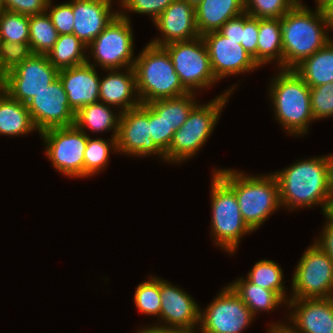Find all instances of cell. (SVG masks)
Masks as SVG:
<instances>
[{
  "label": "cell",
  "instance_id": "obj_52",
  "mask_svg": "<svg viewBox=\"0 0 333 333\" xmlns=\"http://www.w3.org/2000/svg\"><path fill=\"white\" fill-rule=\"evenodd\" d=\"M190 3L194 8L199 5L203 0H185Z\"/></svg>",
  "mask_w": 333,
  "mask_h": 333
},
{
  "label": "cell",
  "instance_id": "obj_17",
  "mask_svg": "<svg viewBox=\"0 0 333 333\" xmlns=\"http://www.w3.org/2000/svg\"><path fill=\"white\" fill-rule=\"evenodd\" d=\"M160 319L162 324L153 328L161 330H193L200 324V307L194 299L179 287L160 279ZM164 324V325H163ZM166 324V325H165Z\"/></svg>",
  "mask_w": 333,
  "mask_h": 333
},
{
  "label": "cell",
  "instance_id": "obj_20",
  "mask_svg": "<svg viewBox=\"0 0 333 333\" xmlns=\"http://www.w3.org/2000/svg\"><path fill=\"white\" fill-rule=\"evenodd\" d=\"M71 110L77 113L83 106L97 103L100 77L95 66L88 63L59 70V76Z\"/></svg>",
  "mask_w": 333,
  "mask_h": 333
},
{
  "label": "cell",
  "instance_id": "obj_55",
  "mask_svg": "<svg viewBox=\"0 0 333 333\" xmlns=\"http://www.w3.org/2000/svg\"><path fill=\"white\" fill-rule=\"evenodd\" d=\"M5 91H4V85L2 84L1 86H0V96L4 93Z\"/></svg>",
  "mask_w": 333,
  "mask_h": 333
},
{
  "label": "cell",
  "instance_id": "obj_1",
  "mask_svg": "<svg viewBox=\"0 0 333 333\" xmlns=\"http://www.w3.org/2000/svg\"><path fill=\"white\" fill-rule=\"evenodd\" d=\"M330 165L331 154L297 160L290 167L274 172L281 206L294 210L320 204L324 213L330 199Z\"/></svg>",
  "mask_w": 333,
  "mask_h": 333
},
{
  "label": "cell",
  "instance_id": "obj_11",
  "mask_svg": "<svg viewBox=\"0 0 333 333\" xmlns=\"http://www.w3.org/2000/svg\"><path fill=\"white\" fill-rule=\"evenodd\" d=\"M39 135L46 145V155L53 167L73 178L84 177V152L88 135L75 124L49 128Z\"/></svg>",
  "mask_w": 333,
  "mask_h": 333
},
{
  "label": "cell",
  "instance_id": "obj_30",
  "mask_svg": "<svg viewBox=\"0 0 333 333\" xmlns=\"http://www.w3.org/2000/svg\"><path fill=\"white\" fill-rule=\"evenodd\" d=\"M194 96V92H189L178 97L155 100L148 105L171 127L178 130L186 122L191 110L197 105Z\"/></svg>",
  "mask_w": 333,
  "mask_h": 333
},
{
  "label": "cell",
  "instance_id": "obj_54",
  "mask_svg": "<svg viewBox=\"0 0 333 333\" xmlns=\"http://www.w3.org/2000/svg\"><path fill=\"white\" fill-rule=\"evenodd\" d=\"M4 11V0H0V12Z\"/></svg>",
  "mask_w": 333,
  "mask_h": 333
},
{
  "label": "cell",
  "instance_id": "obj_12",
  "mask_svg": "<svg viewBox=\"0 0 333 333\" xmlns=\"http://www.w3.org/2000/svg\"><path fill=\"white\" fill-rule=\"evenodd\" d=\"M203 311L200 310V328H197L202 333H241L255 318L230 285Z\"/></svg>",
  "mask_w": 333,
  "mask_h": 333
},
{
  "label": "cell",
  "instance_id": "obj_14",
  "mask_svg": "<svg viewBox=\"0 0 333 333\" xmlns=\"http://www.w3.org/2000/svg\"><path fill=\"white\" fill-rule=\"evenodd\" d=\"M26 106L39 133L49 128L75 124V113L69 106L59 78L33 96Z\"/></svg>",
  "mask_w": 333,
  "mask_h": 333
},
{
  "label": "cell",
  "instance_id": "obj_28",
  "mask_svg": "<svg viewBox=\"0 0 333 333\" xmlns=\"http://www.w3.org/2000/svg\"><path fill=\"white\" fill-rule=\"evenodd\" d=\"M256 317L258 311H273L287 302L275 291L264 289L241 278L229 284ZM280 304V305H279Z\"/></svg>",
  "mask_w": 333,
  "mask_h": 333
},
{
  "label": "cell",
  "instance_id": "obj_13",
  "mask_svg": "<svg viewBox=\"0 0 333 333\" xmlns=\"http://www.w3.org/2000/svg\"><path fill=\"white\" fill-rule=\"evenodd\" d=\"M59 69L46 55L32 54L3 76L4 91L13 99L26 104L58 79Z\"/></svg>",
  "mask_w": 333,
  "mask_h": 333
},
{
  "label": "cell",
  "instance_id": "obj_50",
  "mask_svg": "<svg viewBox=\"0 0 333 333\" xmlns=\"http://www.w3.org/2000/svg\"><path fill=\"white\" fill-rule=\"evenodd\" d=\"M330 198H333V154H331L330 165Z\"/></svg>",
  "mask_w": 333,
  "mask_h": 333
},
{
  "label": "cell",
  "instance_id": "obj_31",
  "mask_svg": "<svg viewBox=\"0 0 333 333\" xmlns=\"http://www.w3.org/2000/svg\"><path fill=\"white\" fill-rule=\"evenodd\" d=\"M58 36L46 12L29 16V45L33 54L46 55L58 40Z\"/></svg>",
  "mask_w": 333,
  "mask_h": 333
},
{
  "label": "cell",
  "instance_id": "obj_32",
  "mask_svg": "<svg viewBox=\"0 0 333 333\" xmlns=\"http://www.w3.org/2000/svg\"><path fill=\"white\" fill-rule=\"evenodd\" d=\"M283 274L281 267L276 262L264 259L255 263L246 278L255 285L275 291L288 302L289 299L286 298L283 285Z\"/></svg>",
  "mask_w": 333,
  "mask_h": 333
},
{
  "label": "cell",
  "instance_id": "obj_42",
  "mask_svg": "<svg viewBox=\"0 0 333 333\" xmlns=\"http://www.w3.org/2000/svg\"><path fill=\"white\" fill-rule=\"evenodd\" d=\"M258 18L243 13V40L241 45L257 62Z\"/></svg>",
  "mask_w": 333,
  "mask_h": 333
},
{
  "label": "cell",
  "instance_id": "obj_38",
  "mask_svg": "<svg viewBox=\"0 0 333 333\" xmlns=\"http://www.w3.org/2000/svg\"><path fill=\"white\" fill-rule=\"evenodd\" d=\"M310 99L314 120L333 116V82L311 87Z\"/></svg>",
  "mask_w": 333,
  "mask_h": 333
},
{
  "label": "cell",
  "instance_id": "obj_47",
  "mask_svg": "<svg viewBox=\"0 0 333 333\" xmlns=\"http://www.w3.org/2000/svg\"><path fill=\"white\" fill-rule=\"evenodd\" d=\"M268 333H294L287 324L284 323H275L271 325Z\"/></svg>",
  "mask_w": 333,
  "mask_h": 333
},
{
  "label": "cell",
  "instance_id": "obj_49",
  "mask_svg": "<svg viewBox=\"0 0 333 333\" xmlns=\"http://www.w3.org/2000/svg\"><path fill=\"white\" fill-rule=\"evenodd\" d=\"M137 333H173V330H161L153 327H144L143 329L139 330Z\"/></svg>",
  "mask_w": 333,
  "mask_h": 333
},
{
  "label": "cell",
  "instance_id": "obj_27",
  "mask_svg": "<svg viewBox=\"0 0 333 333\" xmlns=\"http://www.w3.org/2000/svg\"><path fill=\"white\" fill-rule=\"evenodd\" d=\"M110 107L112 106L100 101L83 106L75 113V125L84 133H86V129L100 133L113 130L111 136L117 139L121 112H118L119 115H117Z\"/></svg>",
  "mask_w": 333,
  "mask_h": 333
},
{
  "label": "cell",
  "instance_id": "obj_46",
  "mask_svg": "<svg viewBox=\"0 0 333 333\" xmlns=\"http://www.w3.org/2000/svg\"><path fill=\"white\" fill-rule=\"evenodd\" d=\"M320 9L333 31V0H326Z\"/></svg>",
  "mask_w": 333,
  "mask_h": 333
},
{
  "label": "cell",
  "instance_id": "obj_7",
  "mask_svg": "<svg viewBox=\"0 0 333 333\" xmlns=\"http://www.w3.org/2000/svg\"><path fill=\"white\" fill-rule=\"evenodd\" d=\"M211 232L215 244L233 254L241 238L253 232L244 222L235 192L214 172L211 180Z\"/></svg>",
  "mask_w": 333,
  "mask_h": 333
},
{
  "label": "cell",
  "instance_id": "obj_44",
  "mask_svg": "<svg viewBox=\"0 0 333 333\" xmlns=\"http://www.w3.org/2000/svg\"><path fill=\"white\" fill-rule=\"evenodd\" d=\"M218 31L228 39L241 44L243 40V14L226 21Z\"/></svg>",
  "mask_w": 333,
  "mask_h": 333
},
{
  "label": "cell",
  "instance_id": "obj_39",
  "mask_svg": "<svg viewBox=\"0 0 333 333\" xmlns=\"http://www.w3.org/2000/svg\"><path fill=\"white\" fill-rule=\"evenodd\" d=\"M46 13L59 35L73 34V0L56 6H52V0H49Z\"/></svg>",
  "mask_w": 333,
  "mask_h": 333
},
{
  "label": "cell",
  "instance_id": "obj_26",
  "mask_svg": "<svg viewBox=\"0 0 333 333\" xmlns=\"http://www.w3.org/2000/svg\"><path fill=\"white\" fill-rule=\"evenodd\" d=\"M274 59L283 69L281 19H258L257 64L261 67Z\"/></svg>",
  "mask_w": 333,
  "mask_h": 333
},
{
  "label": "cell",
  "instance_id": "obj_2",
  "mask_svg": "<svg viewBox=\"0 0 333 333\" xmlns=\"http://www.w3.org/2000/svg\"><path fill=\"white\" fill-rule=\"evenodd\" d=\"M300 1L281 18L283 69H293L331 40L320 7L313 12Z\"/></svg>",
  "mask_w": 333,
  "mask_h": 333
},
{
  "label": "cell",
  "instance_id": "obj_18",
  "mask_svg": "<svg viewBox=\"0 0 333 333\" xmlns=\"http://www.w3.org/2000/svg\"><path fill=\"white\" fill-rule=\"evenodd\" d=\"M162 33L150 44L163 47L177 41H188L199 37L195 8L185 0H174L153 22Z\"/></svg>",
  "mask_w": 333,
  "mask_h": 333
},
{
  "label": "cell",
  "instance_id": "obj_29",
  "mask_svg": "<svg viewBox=\"0 0 333 333\" xmlns=\"http://www.w3.org/2000/svg\"><path fill=\"white\" fill-rule=\"evenodd\" d=\"M86 50L87 45L75 34H63L58 36V40L46 56L49 62L60 70L87 63L88 55H84Z\"/></svg>",
  "mask_w": 333,
  "mask_h": 333
},
{
  "label": "cell",
  "instance_id": "obj_53",
  "mask_svg": "<svg viewBox=\"0 0 333 333\" xmlns=\"http://www.w3.org/2000/svg\"><path fill=\"white\" fill-rule=\"evenodd\" d=\"M326 0H315V2H317V6L316 7H320Z\"/></svg>",
  "mask_w": 333,
  "mask_h": 333
},
{
  "label": "cell",
  "instance_id": "obj_34",
  "mask_svg": "<svg viewBox=\"0 0 333 333\" xmlns=\"http://www.w3.org/2000/svg\"><path fill=\"white\" fill-rule=\"evenodd\" d=\"M0 41L29 43V16L1 11Z\"/></svg>",
  "mask_w": 333,
  "mask_h": 333
},
{
  "label": "cell",
  "instance_id": "obj_33",
  "mask_svg": "<svg viewBox=\"0 0 333 333\" xmlns=\"http://www.w3.org/2000/svg\"><path fill=\"white\" fill-rule=\"evenodd\" d=\"M111 149L117 152L116 138H111L108 141L102 138L88 137L84 152V178L94 176L105 169Z\"/></svg>",
  "mask_w": 333,
  "mask_h": 333
},
{
  "label": "cell",
  "instance_id": "obj_48",
  "mask_svg": "<svg viewBox=\"0 0 333 333\" xmlns=\"http://www.w3.org/2000/svg\"><path fill=\"white\" fill-rule=\"evenodd\" d=\"M325 217L333 223V198H330L328 200V203H327V206H326V209H325V212L324 214Z\"/></svg>",
  "mask_w": 333,
  "mask_h": 333
},
{
  "label": "cell",
  "instance_id": "obj_56",
  "mask_svg": "<svg viewBox=\"0 0 333 333\" xmlns=\"http://www.w3.org/2000/svg\"><path fill=\"white\" fill-rule=\"evenodd\" d=\"M3 84V75L0 73V86Z\"/></svg>",
  "mask_w": 333,
  "mask_h": 333
},
{
  "label": "cell",
  "instance_id": "obj_36",
  "mask_svg": "<svg viewBox=\"0 0 333 333\" xmlns=\"http://www.w3.org/2000/svg\"><path fill=\"white\" fill-rule=\"evenodd\" d=\"M299 0H244V11L258 19H281Z\"/></svg>",
  "mask_w": 333,
  "mask_h": 333
},
{
  "label": "cell",
  "instance_id": "obj_19",
  "mask_svg": "<svg viewBox=\"0 0 333 333\" xmlns=\"http://www.w3.org/2000/svg\"><path fill=\"white\" fill-rule=\"evenodd\" d=\"M290 312L287 325L294 333H333V297L289 299Z\"/></svg>",
  "mask_w": 333,
  "mask_h": 333
},
{
  "label": "cell",
  "instance_id": "obj_43",
  "mask_svg": "<svg viewBox=\"0 0 333 333\" xmlns=\"http://www.w3.org/2000/svg\"><path fill=\"white\" fill-rule=\"evenodd\" d=\"M49 0H4V10L23 14L38 15L46 12Z\"/></svg>",
  "mask_w": 333,
  "mask_h": 333
},
{
  "label": "cell",
  "instance_id": "obj_10",
  "mask_svg": "<svg viewBox=\"0 0 333 333\" xmlns=\"http://www.w3.org/2000/svg\"><path fill=\"white\" fill-rule=\"evenodd\" d=\"M168 52L183 87L194 93L218 82L214 76L206 44L201 36L169 43ZM213 84V85H212Z\"/></svg>",
  "mask_w": 333,
  "mask_h": 333
},
{
  "label": "cell",
  "instance_id": "obj_22",
  "mask_svg": "<svg viewBox=\"0 0 333 333\" xmlns=\"http://www.w3.org/2000/svg\"><path fill=\"white\" fill-rule=\"evenodd\" d=\"M124 70L127 72H121L119 69L106 70L109 72L103 79L100 78L99 87L100 102L110 105L112 108L119 107L121 113L142 104L138 96L133 67Z\"/></svg>",
  "mask_w": 333,
  "mask_h": 333
},
{
  "label": "cell",
  "instance_id": "obj_9",
  "mask_svg": "<svg viewBox=\"0 0 333 333\" xmlns=\"http://www.w3.org/2000/svg\"><path fill=\"white\" fill-rule=\"evenodd\" d=\"M312 244L297 263L289 299L333 297V259L316 242Z\"/></svg>",
  "mask_w": 333,
  "mask_h": 333
},
{
  "label": "cell",
  "instance_id": "obj_41",
  "mask_svg": "<svg viewBox=\"0 0 333 333\" xmlns=\"http://www.w3.org/2000/svg\"><path fill=\"white\" fill-rule=\"evenodd\" d=\"M174 0H120L123 11L147 14L154 22ZM125 9V10H124Z\"/></svg>",
  "mask_w": 333,
  "mask_h": 333
},
{
  "label": "cell",
  "instance_id": "obj_15",
  "mask_svg": "<svg viewBox=\"0 0 333 333\" xmlns=\"http://www.w3.org/2000/svg\"><path fill=\"white\" fill-rule=\"evenodd\" d=\"M116 143L119 153L136 157L157 154L165 160V155L151 139L148 104L121 113Z\"/></svg>",
  "mask_w": 333,
  "mask_h": 333
},
{
  "label": "cell",
  "instance_id": "obj_3",
  "mask_svg": "<svg viewBox=\"0 0 333 333\" xmlns=\"http://www.w3.org/2000/svg\"><path fill=\"white\" fill-rule=\"evenodd\" d=\"M214 172L235 192L241 216L252 231L281 207L278 182L272 173L248 176L230 168Z\"/></svg>",
  "mask_w": 333,
  "mask_h": 333
},
{
  "label": "cell",
  "instance_id": "obj_16",
  "mask_svg": "<svg viewBox=\"0 0 333 333\" xmlns=\"http://www.w3.org/2000/svg\"><path fill=\"white\" fill-rule=\"evenodd\" d=\"M201 37L206 44L217 81L226 76L250 72L260 67L241 44L228 39L219 31L208 32Z\"/></svg>",
  "mask_w": 333,
  "mask_h": 333
},
{
  "label": "cell",
  "instance_id": "obj_23",
  "mask_svg": "<svg viewBox=\"0 0 333 333\" xmlns=\"http://www.w3.org/2000/svg\"><path fill=\"white\" fill-rule=\"evenodd\" d=\"M244 12V0H203L195 7L199 35L218 31L226 21Z\"/></svg>",
  "mask_w": 333,
  "mask_h": 333
},
{
  "label": "cell",
  "instance_id": "obj_25",
  "mask_svg": "<svg viewBox=\"0 0 333 333\" xmlns=\"http://www.w3.org/2000/svg\"><path fill=\"white\" fill-rule=\"evenodd\" d=\"M37 130L26 104L11 98L6 92L0 96V135L19 136Z\"/></svg>",
  "mask_w": 333,
  "mask_h": 333
},
{
  "label": "cell",
  "instance_id": "obj_6",
  "mask_svg": "<svg viewBox=\"0 0 333 333\" xmlns=\"http://www.w3.org/2000/svg\"><path fill=\"white\" fill-rule=\"evenodd\" d=\"M234 86L217 96L208 104H197L189 113L186 122L174 132L169 149L164 154L168 163H181L197 154L218 122Z\"/></svg>",
  "mask_w": 333,
  "mask_h": 333
},
{
  "label": "cell",
  "instance_id": "obj_4",
  "mask_svg": "<svg viewBox=\"0 0 333 333\" xmlns=\"http://www.w3.org/2000/svg\"><path fill=\"white\" fill-rule=\"evenodd\" d=\"M270 86L269 96L277 122L290 135H306L310 122L314 121L310 87L293 69H281Z\"/></svg>",
  "mask_w": 333,
  "mask_h": 333
},
{
  "label": "cell",
  "instance_id": "obj_37",
  "mask_svg": "<svg viewBox=\"0 0 333 333\" xmlns=\"http://www.w3.org/2000/svg\"><path fill=\"white\" fill-rule=\"evenodd\" d=\"M32 54L29 43L0 41V73L4 76Z\"/></svg>",
  "mask_w": 333,
  "mask_h": 333
},
{
  "label": "cell",
  "instance_id": "obj_8",
  "mask_svg": "<svg viewBox=\"0 0 333 333\" xmlns=\"http://www.w3.org/2000/svg\"><path fill=\"white\" fill-rule=\"evenodd\" d=\"M133 41L130 17L119 10V14L87 46L95 60L91 63L88 54L87 63L95 67L98 63L103 70L131 68L136 60Z\"/></svg>",
  "mask_w": 333,
  "mask_h": 333
},
{
  "label": "cell",
  "instance_id": "obj_45",
  "mask_svg": "<svg viewBox=\"0 0 333 333\" xmlns=\"http://www.w3.org/2000/svg\"><path fill=\"white\" fill-rule=\"evenodd\" d=\"M326 220V225L321 232L323 234L314 242L333 259V223L327 218Z\"/></svg>",
  "mask_w": 333,
  "mask_h": 333
},
{
  "label": "cell",
  "instance_id": "obj_51",
  "mask_svg": "<svg viewBox=\"0 0 333 333\" xmlns=\"http://www.w3.org/2000/svg\"><path fill=\"white\" fill-rule=\"evenodd\" d=\"M196 330H173V333H198ZM200 333H202L201 331H199Z\"/></svg>",
  "mask_w": 333,
  "mask_h": 333
},
{
  "label": "cell",
  "instance_id": "obj_40",
  "mask_svg": "<svg viewBox=\"0 0 333 333\" xmlns=\"http://www.w3.org/2000/svg\"><path fill=\"white\" fill-rule=\"evenodd\" d=\"M176 130L150 107V135L154 145L165 154Z\"/></svg>",
  "mask_w": 333,
  "mask_h": 333
},
{
  "label": "cell",
  "instance_id": "obj_24",
  "mask_svg": "<svg viewBox=\"0 0 333 333\" xmlns=\"http://www.w3.org/2000/svg\"><path fill=\"white\" fill-rule=\"evenodd\" d=\"M293 70L310 88L333 82V37L323 48L302 60Z\"/></svg>",
  "mask_w": 333,
  "mask_h": 333
},
{
  "label": "cell",
  "instance_id": "obj_21",
  "mask_svg": "<svg viewBox=\"0 0 333 333\" xmlns=\"http://www.w3.org/2000/svg\"><path fill=\"white\" fill-rule=\"evenodd\" d=\"M113 0H73V34L87 46L119 14Z\"/></svg>",
  "mask_w": 333,
  "mask_h": 333
},
{
  "label": "cell",
  "instance_id": "obj_35",
  "mask_svg": "<svg viewBox=\"0 0 333 333\" xmlns=\"http://www.w3.org/2000/svg\"><path fill=\"white\" fill-rule=\"evenodd\" d=\"M150 278L137 286L134 303L141 313L160 317V277L151 276Z\"/></svg>",
  "mask_w": 333,
  "mask_h": 333
},
{
  "label": "cell",
  "instance_id": "obj_5",
  "mask_svg": "<svg viewBox=\"0 0 333 333\" xmlns=\"http://www.w3.org/2000/svg\"><path fill=\"white\" fill-rule=\"evenodd\" d=\"M142 104L189 93L181 84L168 52L148 43L133 65Z\"/></svg>",
  "mask_w": 333,
  "mask_h": 333
}]
</instances>
